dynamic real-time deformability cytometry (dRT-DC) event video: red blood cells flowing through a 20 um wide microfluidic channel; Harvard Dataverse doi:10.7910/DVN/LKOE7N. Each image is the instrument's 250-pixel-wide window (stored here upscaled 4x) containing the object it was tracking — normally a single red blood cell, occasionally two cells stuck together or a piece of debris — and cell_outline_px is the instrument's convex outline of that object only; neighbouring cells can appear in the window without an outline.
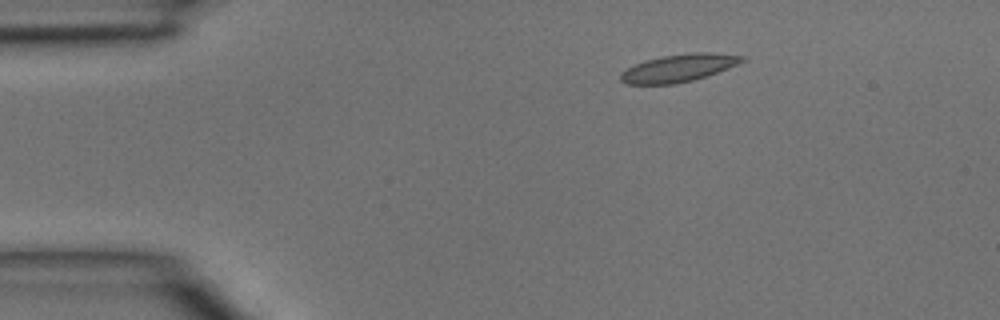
{"species": "common noctule bat (a hibernating species)", "species_latin": "Nyctalus noctula", "temperature_condition": "room temperature", "stored_images_in_passage": 4, "camera_frame_rate_fps": 3000, "um_per_image_px": 0.085, "animal": {"sex": "male", "body_mass_g": 15.6}, "frame": {"image": 1, "passage_image": 2, "time_ms": 0.333, "image_size_px": [1000, 320], "cell_outline_px": [[748, 60], [740, 64], [692, 80], [676, 84], [624, 84], [620, 80], [620, 72], [632, 64], [644, 60], [664, 56], [692, 52], [712, 52], [748, 56]], "centroid_in_image_um": [57.7, 5.77], "position_along_channel_um": 27.3, "area_um2": 19.83}}
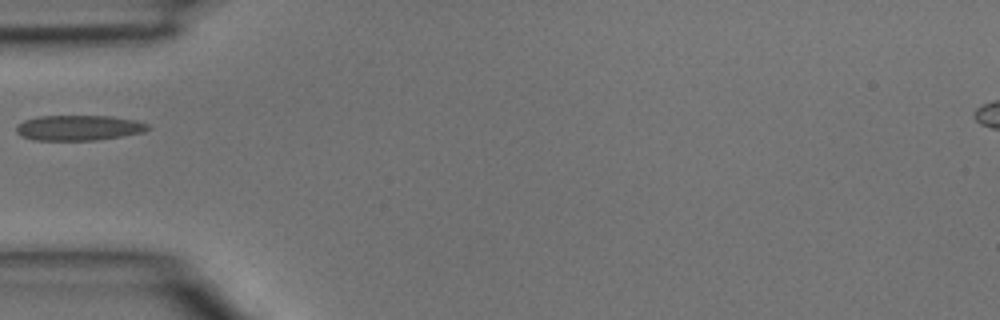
{"frame": {"image": 2, "passage_image": 4, "time_ms": 1.0, "image_size_px": [1000, 320], "cell_outline_px": [[152, 128], [144, 132], [96, 140], [32, 140], [20, 136], [16, 132], [16, 124], [24, 120], [40, 116], [112, 116], [136, 120], [148, 124]], "centroid_in_image_um": [6.68, 10.86], "position_along_channel_um": 78.3, "area_um2": 19.54}}